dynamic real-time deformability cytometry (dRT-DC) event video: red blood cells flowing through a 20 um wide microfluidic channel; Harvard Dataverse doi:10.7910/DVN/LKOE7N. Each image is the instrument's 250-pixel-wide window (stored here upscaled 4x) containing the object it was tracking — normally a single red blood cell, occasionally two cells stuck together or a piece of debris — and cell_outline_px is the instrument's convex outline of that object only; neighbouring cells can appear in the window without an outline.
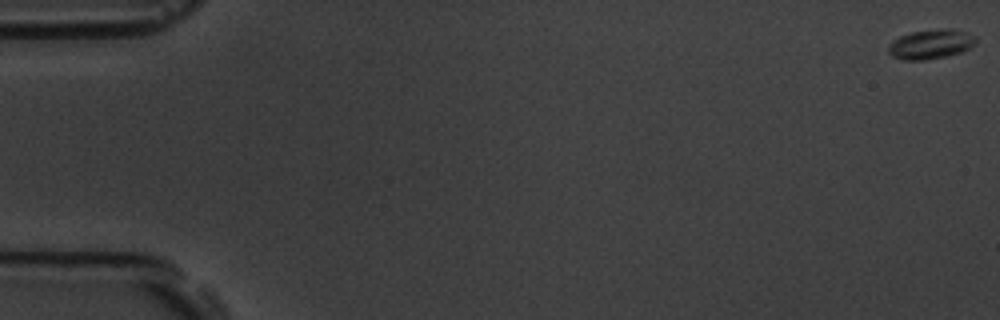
{"species": "common noctule bat (a hibernating species)", "species_latin": "Nyctalus noctula", "temperature_condition": "room temperature", "stored_images_in_passage": 16, "camera_frame_rate_fps": 3000, "um_per_image_px": 0.085, "animal": {"sex": "male", "body_mass_g": 19.5, "forearm_length_mm": 54.6}, "frame": {"image": 1, "passage_image": 1, "time_ms": 0.0, "image_size_px": [1000, 320], "cell_outline_px": [[976, 40], [968, 48], [960, 52], [944, 56], [924, 60], [904, 60], [892, 56], [888, 52], [888, 44], [892, 40], [900, 36], [912, 32], [948, 28], [964, 32], [976, 36]], "centroid_in_image_um": [79.05, 3.76], "position_along_channel_um": 5.9, "area_um2": 14.74}}
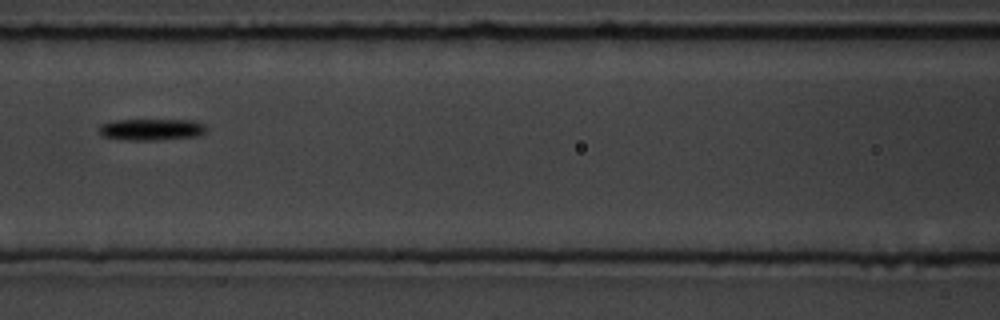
{"frame": {"image": 2, "passage_image": 8, "time_ms": 2.333, "image_size_px": [1000, 320], "cell_outline_px": [[208, 128], [200, 136], [160, 140], [128, 140], [104, 136], [100, 132], [100, 124], [112, 120], [196, 120], [204, 124]], "centroid_in_image_um": [12.94, 11.0], "position_along_channel_um": 153.7, "area_um2": 13.58}}
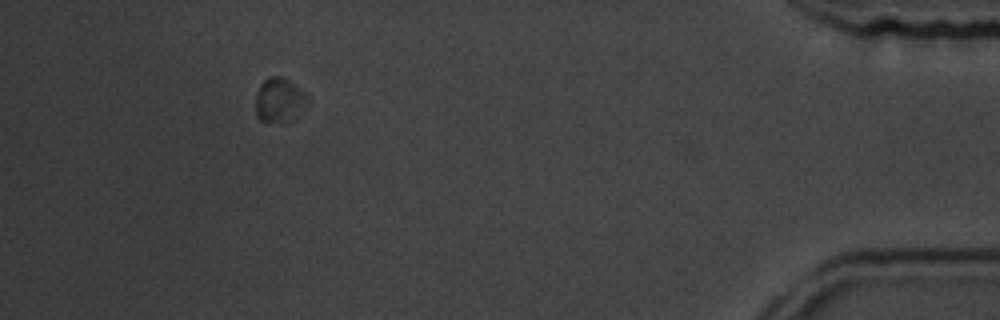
{"frame": {"image": 3, "passage_image": 15, "time_ms": 4.667, "image_size_px": [1000, 320], "cell_outline_px": [[308, 104], [292, 120], [260, 120], [256, 116], [256, 92], [260, 84], [268, 76], [280, 76], [288, 80], [304, 92], [308, 100]], "centroid_in_image_um": [23.73, 8.47], "position_along_channel_um": 411.5, "area_um2": 13.12}}